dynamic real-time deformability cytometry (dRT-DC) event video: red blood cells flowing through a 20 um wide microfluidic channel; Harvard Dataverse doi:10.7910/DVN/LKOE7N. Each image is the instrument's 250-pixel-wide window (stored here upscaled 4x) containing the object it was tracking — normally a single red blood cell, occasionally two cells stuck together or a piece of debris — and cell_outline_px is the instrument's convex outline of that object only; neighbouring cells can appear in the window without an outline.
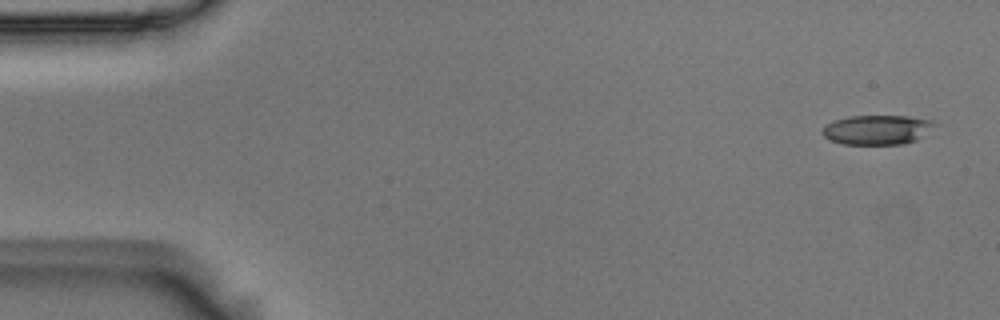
{"species": "Egyptian fruit bat (a non-hibernating species)", "species_latin": "Rousettus aegyptiacus", "temperature_condition": "room temperature", "stored_images_in_passage": 4, "camera_frame_rate_fps": 3000, "um_per_image_px": 0.085, "animal": {"sex": "male"}, "frame": {"image": 1, "passage_image": 1, "time_ms": 0.0, "image_size_px": [1000, 320], "cell_outline_px": [[940, 124], [916, 140], [904, 144], [844, 144], [828, 140], [824, 136], [824, 128], [828, 124], [836, 120], [848, 116], [908, 116], [932, 120]], "centroid_in_image_um": [74.63, 11.03], "position_along_channel_um": 10.4, "area_um2": 19.31}}
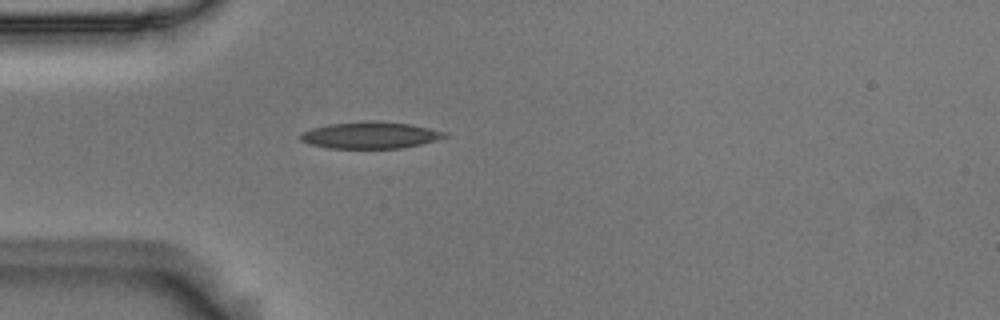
{"frame": {"image": 2, "passage_image": 4, "time_ms": 1.0, "image_size_px": [1000, 320], "cell_outline_px": [[448, 136], [436, 140], [420, 144], [400, 148], [328, 148], [308, 144], [300, 140], [300, 132], [312, 128], [328, 124], [364, 120], [376, 120], [412, 124], [448, 132]], "centroid_in_image_um": [31.46, 11.47], "position_along_channel_um": 53.5, "area_um2": 22.77}}